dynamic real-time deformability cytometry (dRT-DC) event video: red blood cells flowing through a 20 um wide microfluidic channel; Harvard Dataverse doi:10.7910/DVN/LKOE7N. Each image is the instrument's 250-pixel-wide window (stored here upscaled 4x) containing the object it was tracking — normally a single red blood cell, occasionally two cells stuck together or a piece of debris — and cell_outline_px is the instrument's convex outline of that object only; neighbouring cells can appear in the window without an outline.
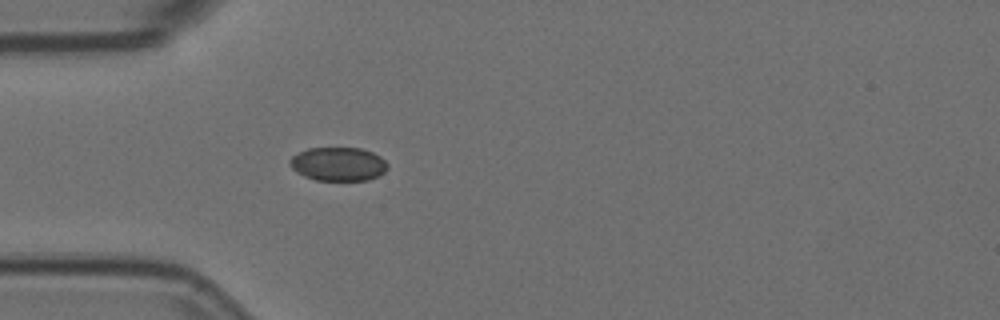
{"species": "Egyptian fruit bat (a non-hibernating species)", "species_latin": "Rousettus aegyptiacus", "temperature_condition": "room temperature", "stored_images_in_passage": 3, "camera_frame_rate_fps": 3000, "um_per_image_px": 0.085, "animal": {"sex": "female"}, "frame": {"image": 1, "passage_image": 3, "time_ms": 0.667, "image_size_px": [1000, 320], "cell_outline_px": [[388, 168], [384, 172], [368, 180], [316, 180], [304, 176], [296, 172], [288, 164], [288, 160], [292, 156], [308, 148], [360, 148], [372, 152], [380, 156], [388, 164]], "centroid_in_image_um": [28.73, 13.94], "position_along_channel_um": 56.3, "area_um2": 19.19}}